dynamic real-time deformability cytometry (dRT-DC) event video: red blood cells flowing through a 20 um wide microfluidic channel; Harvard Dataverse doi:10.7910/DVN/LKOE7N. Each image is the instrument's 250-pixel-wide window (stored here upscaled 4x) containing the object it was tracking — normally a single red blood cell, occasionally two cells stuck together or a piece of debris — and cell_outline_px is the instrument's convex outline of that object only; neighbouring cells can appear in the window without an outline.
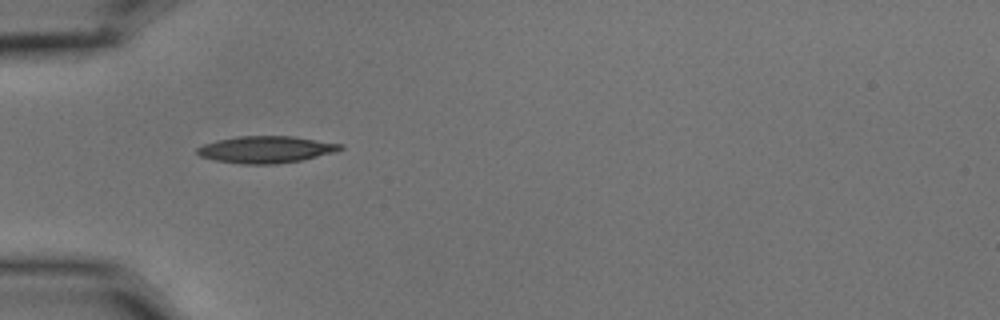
{"species": "common noctule bat (a hibernating species)", "species_latin": "Nyctalus noctula", "temperature_condition": "cold", "stored_images_in_passage": 2, "camera_frame_rate_fps": 3000, "um_per_image_px": 0.085, "animal": {"sex": "male", "body_mass_g": 15.6}, "frame": {"image": 1, "passage_image": 1, "time_ms": 0.0, "image_size_px": [1000, 320], "cell_outline_px": [[344, 148], [336, 152], [300, 160], [276, 164], [244, 164], [216, 160], [200, 156], [196, 152], [196, 148], [204, 144], [216, 140], [240, 136], [292, 136], [344, 144]], "centroid_in_image_um": [22.63, 12.7], "position_along_channel_um": 62.4, "area_um2": 22.37}}
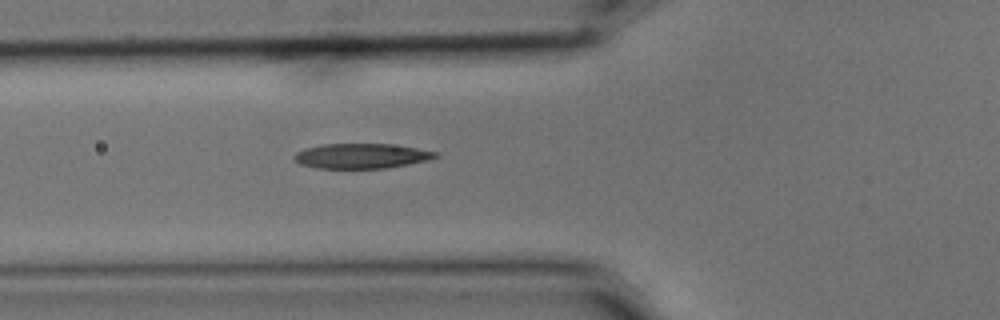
{"frame": {"image": 2, "passage_image": 2, "time_ms": 0.333, "image_size_px": [1000, 320], "cell_outline_px": [[440, 156], [428, 160], [388, 168], [316, 168], [300, 164], [292, 156], [296, 152], [304, 148], [324, 144], [388, 144], [416, 148], [440, 152]], "centroid_in_image_um": [30.73, 13.26], "position_along_channel_um": 95.1, "area_um2": 20.58}}